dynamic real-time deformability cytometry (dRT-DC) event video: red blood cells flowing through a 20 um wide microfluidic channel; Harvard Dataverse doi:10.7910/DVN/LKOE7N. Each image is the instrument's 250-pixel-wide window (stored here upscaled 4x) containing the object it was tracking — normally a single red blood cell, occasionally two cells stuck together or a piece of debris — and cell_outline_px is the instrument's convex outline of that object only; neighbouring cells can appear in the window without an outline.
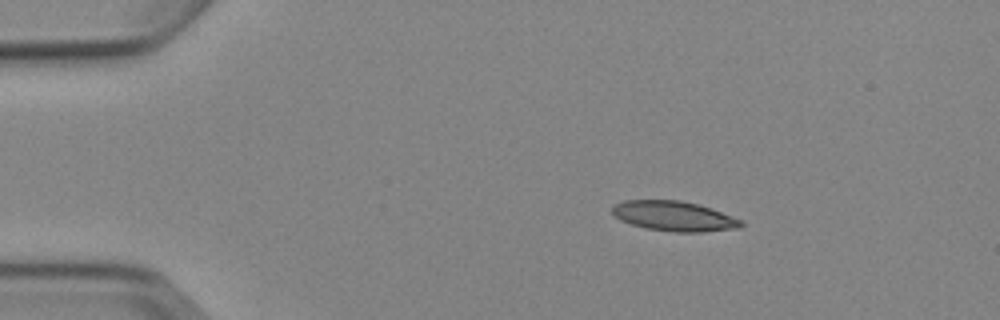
{"species": "Egyptian fruit bat (a non-hibernating species)", "species_latin": "Rousettus aegyptiacus", "temperature_condition": "cold", "stored_images_in_passage": 4, "camera_frame_rate_fps": 3000, "um_per_image_px": 0.085, "animal": {"sex": "female"}, "frame": {"image": 1, "passage_image": 2, "time_ms": 1.333, "image_size_px": [1000, 320], "cell_outline_px": [[744, 224], [740, 228], [704, 232], [676, 232], [648, 228], [632, 224], [620, 220], [612, 212], [612, 204], [624, 200], [680, 200], [700, 204], [712, 208], [744, 220]], "centroid_in_image_um": [57.34, 18.36], "position_along_channel_um": 27.7, "area_um2": 22.72}}